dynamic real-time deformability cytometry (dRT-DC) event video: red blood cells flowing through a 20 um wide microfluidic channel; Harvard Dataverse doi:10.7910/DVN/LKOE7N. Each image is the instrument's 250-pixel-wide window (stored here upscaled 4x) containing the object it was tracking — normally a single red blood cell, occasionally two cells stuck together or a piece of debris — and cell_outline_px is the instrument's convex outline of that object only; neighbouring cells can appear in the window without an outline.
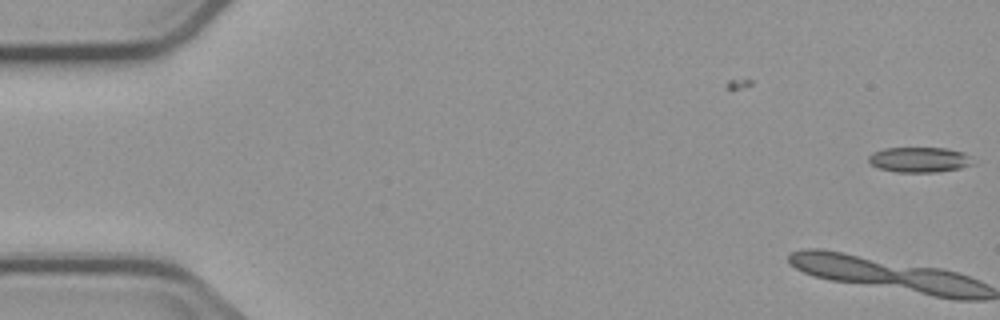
{"species": "common noctule bat (a hibernating species)", "species_latin": "Nyctalus noctula", "temperature_condition": "cold", "stored_images_in_passage": 6, "camera_frame_rate_fps": 3000, "um_per_image_px": 0.085, "animal": {"sex": "male", "body_mass_g": 23.1, "forearm_length_mm": 52.7}, "frame": {"image": 1, "passage_image": 1, "time_ms": 0.0, "image_size_px": [1000, 320], "cell_outline_px": [[976, 164], [960, 168], [936, 172], [896, 172], [880, 168], [872, 164], [868, 160], [868, 156], [872, 152], [884, 148], [944, 148], [964, 152]], "centroid_in_image_um": [78.15, 13.57], "position_along_channel_um": 6.8, "area_um2": 15.32}}